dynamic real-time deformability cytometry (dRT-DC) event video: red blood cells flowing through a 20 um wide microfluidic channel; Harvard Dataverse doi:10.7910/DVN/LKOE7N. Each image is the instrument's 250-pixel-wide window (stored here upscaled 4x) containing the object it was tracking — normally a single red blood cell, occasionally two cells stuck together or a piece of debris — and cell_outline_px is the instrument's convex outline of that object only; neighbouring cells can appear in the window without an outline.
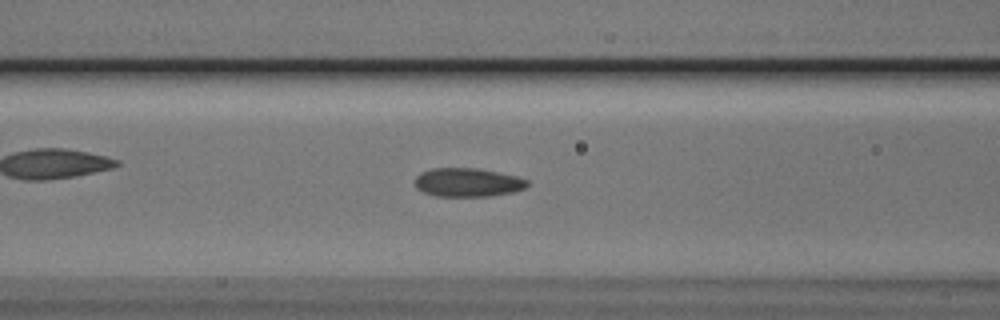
{"species": "Egyptian fruit bat (a non-hibernating species)", "species_latin": "Rousettus aegyptiacus", "temperature_condition": "cold", "stored_images_in_passage": 47, "camera_frame_rate_fps": 3000, "um_per_image_px": 0.085, "animal": {"sex": "male"}, "frame": {"image": 1, "passage_image": 22, "time_ms": 7.0, "image_size_px": [1000, 320], "cell_outline_px": [[528, 188], [512, 192], [492, 196], [436, 196], [424, 192], [416, 188], [416, 176], [420, 172], [432, 168], [476, 168], [516, 176], [528, 180]], "centroid_in_image_um": [39.76, 15.51], "position_along_channel_um": 126.8, "area_um2": 18.79}}
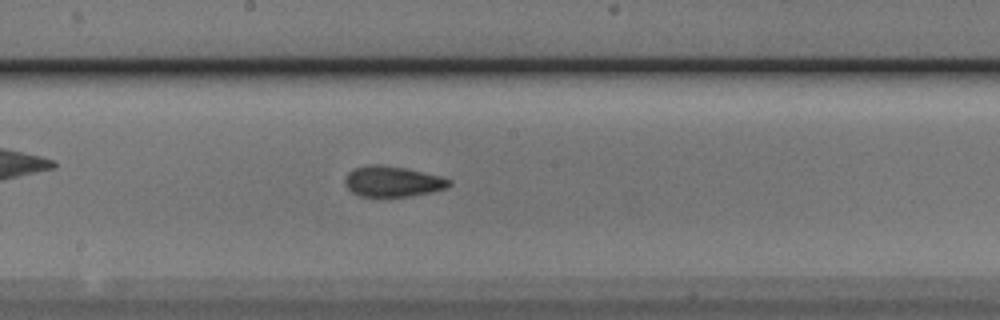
{"frame": {"image": 2, "passage_image": 29, "time_ms": 9.333, "image_size_px": [1000, 320], "cell_outline_px": [[452, 184], [448, 188], [432, 192], [408, 196], [360, 196], [352, 192], [344, 184], [344, 180], [348, 172], [352, 168], [364, 164], [380, 164], [408, 168], [440, 176], [452, 180]], "centroid_in_image_um": [33.36, 15.4], "position_along_channel_um": 214.8, "area_um2": 18.9}}
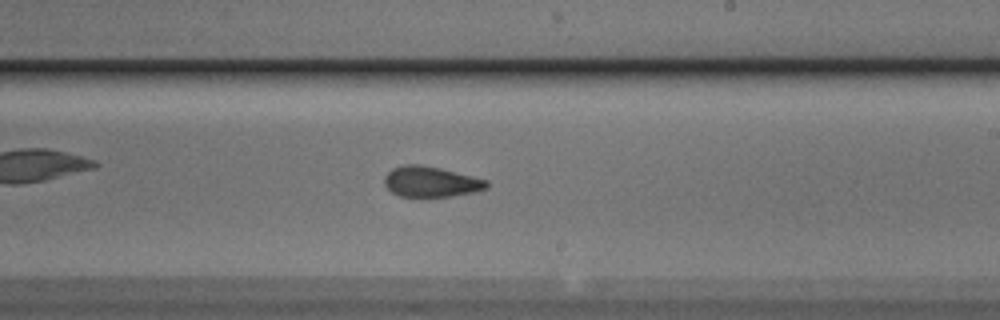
{"frame": {"image": 3, "passage_image": 32, "time_ms": 10.333, "image_size_px": [1000, 320], "cell_outline_px": [[488, 188], [476, 192], [428, 200], [400, 196], [392, 192], [384, 184], [384, 176], [392, 168], [404, 164], [420, 164], [440, 168], [488, 180]], "centroid_in_image_um": [36.62, 15.49], "position_along_channel_um": 252.4, "area_um2": 18.96}}